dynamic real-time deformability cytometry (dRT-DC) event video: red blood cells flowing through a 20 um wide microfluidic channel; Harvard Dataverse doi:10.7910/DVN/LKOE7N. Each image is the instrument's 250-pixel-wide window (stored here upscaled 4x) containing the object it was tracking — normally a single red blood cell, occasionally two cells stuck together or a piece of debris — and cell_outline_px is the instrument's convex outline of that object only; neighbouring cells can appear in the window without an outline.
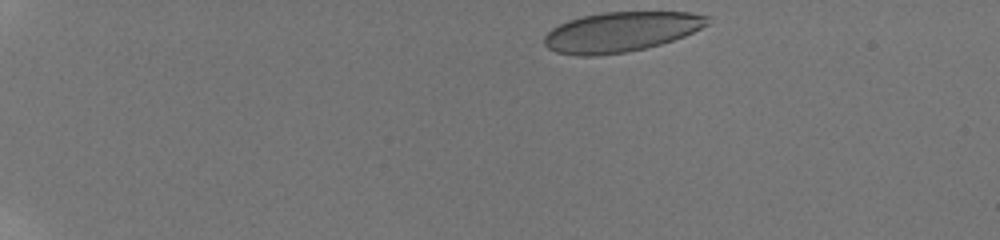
{"species": "human", "species_latin": "Homo sapiens", "temperature_condition": "room temperature", "stored_images_in_passage": 13, "camera_frame_rate_fps": 3000, "um_per_image_px": 0.085, "donor": {"sex": "male"}, "frame": {"image": 1, "passage_image": 1, "time_ms": 0.0, "image_size_px": [1000, 240], "cell_outline_px": [[708, 24], [684, 36], [660, 44], [628, 52], [596, 56], [576, 56], [556, 52], [548, 48], [544, 44], [544, 36], [552, 28], [568, 20], [584, 16], [604, 12], [692, 12], [708, 16]], "centroid_in_image_um": [52.75, 2.71], "position_along_channel_um": 32.3, "area_um2": 37.86}}
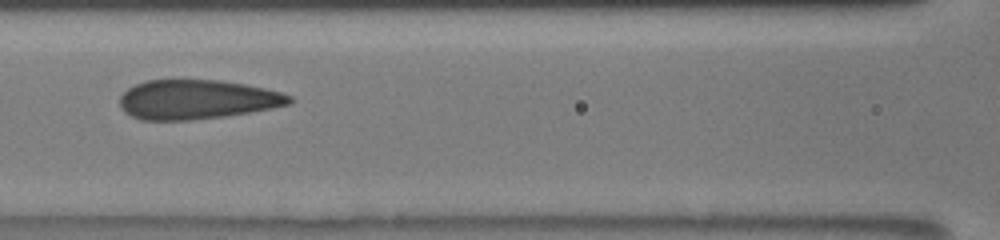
{"frame": {"image": 2, "passage_image": 7, "time_ms": 6.0, "image_size_px": [1000, 240], "cell_outline_px": [[292, 100], [288, 104], [272, 108], [224, 116], [192, 120], [140, 120], [124, 112], [120, 108], [120, 96], [128, 88], [144, 80], [220, 80], [244, 84], [264, 88], [280, 92], [292, 96]], "centroid_in_image_um": [16.7, 8.46], "position_along_channel_um": 149.9, "area_um2": 38.84}}
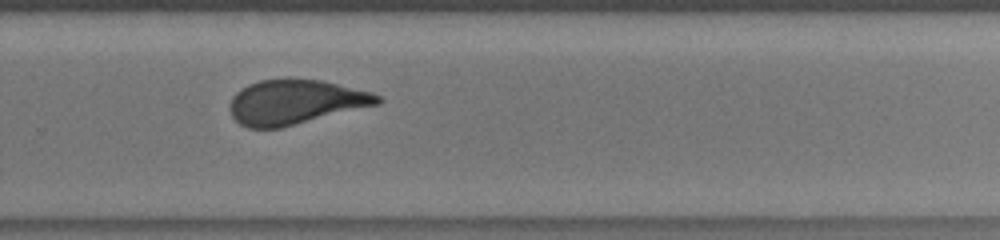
{"frame": {"image": 3, "passage_image": 12, "time_ms": 10.0, "image_size_px": [1000, 240], "cell_outline_px": [[384, 100], [380, 104], [280, 128], [248, 128], [240, 124], [232, 116], [232, 96], [236, 92], [248, 84], [260, 80], [320, 80], [372, 92], [380, 96]], "centroid_in_image_um": [25.14, 8.69], "position_along_channel_um": 304.7, "area_um2": 37.86}}